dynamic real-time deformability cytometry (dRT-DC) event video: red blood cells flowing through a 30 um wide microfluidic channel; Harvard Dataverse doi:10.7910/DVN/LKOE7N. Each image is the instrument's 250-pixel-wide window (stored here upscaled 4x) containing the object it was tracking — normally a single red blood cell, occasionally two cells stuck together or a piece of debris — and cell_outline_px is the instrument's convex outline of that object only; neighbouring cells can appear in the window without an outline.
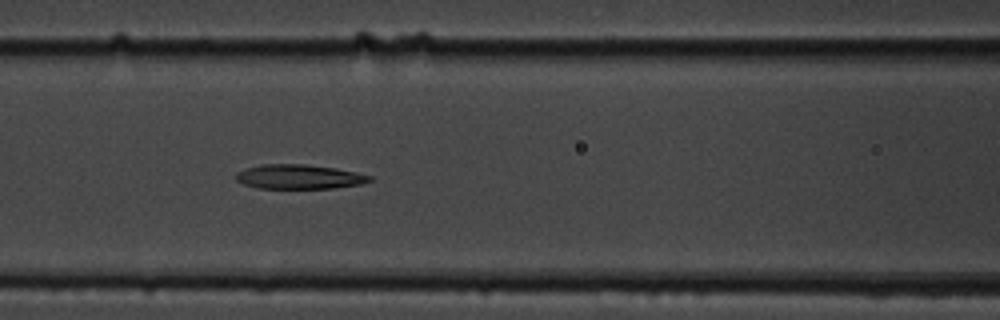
{"species": "common noctule bat (a hibernating species)", "species_latin": "Nyctalus noctula", "temperature_condition": "cold", "stored_images_in_passage": 8, "camera_frame_rate_fps": 3000, "um_per_image_px": 0.085, "animal": {"sex": "male", "body_mass_g": 19.5, "forearm_length_mm": 54.6}, "frame": {"image": 1, "passage_image": 7, "time_ms": 7.0, "image_size_px": [1000, 320], "cell_outline_px": [[372, 180], [360, 184], [332, 188], [256, 188], [244, 184], [236, 180], [236, 172], [244, 168], [260, 164], [304, 164], [336, 168], [356, 172], [372, 176]], "centroid_in_image_um": [25.39, 15.01], "position_along_channel_um": 141.2, "area_um2": 19.07}}
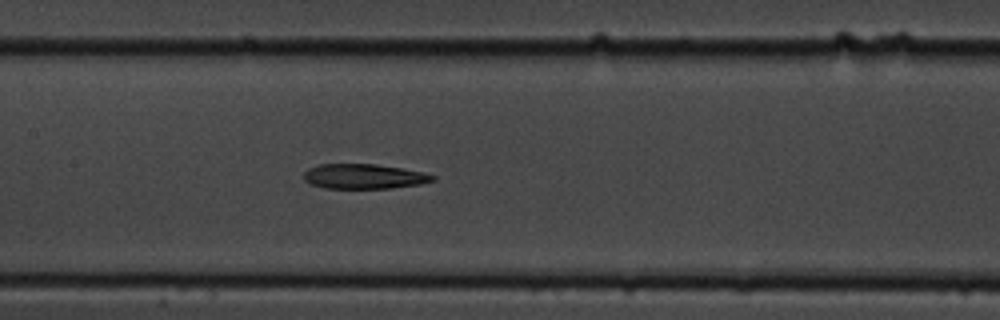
{"frame": {"image": 2, "passage_image": 8, "time_ms": 8.0, "image_size_px": [1000, 320], "cell_outline_px": [[436, 180], [420, 184], [392, 188], [324, 188], [312, 184], [304, 180], [304, 172], [308, 168], [316, 164], [376, 164], [424, 172], [436, 176]], "centroid_in_image_um": [30.94, 14.99], "position_along_channel_um": 176.5, "area_um2": 18.73}}